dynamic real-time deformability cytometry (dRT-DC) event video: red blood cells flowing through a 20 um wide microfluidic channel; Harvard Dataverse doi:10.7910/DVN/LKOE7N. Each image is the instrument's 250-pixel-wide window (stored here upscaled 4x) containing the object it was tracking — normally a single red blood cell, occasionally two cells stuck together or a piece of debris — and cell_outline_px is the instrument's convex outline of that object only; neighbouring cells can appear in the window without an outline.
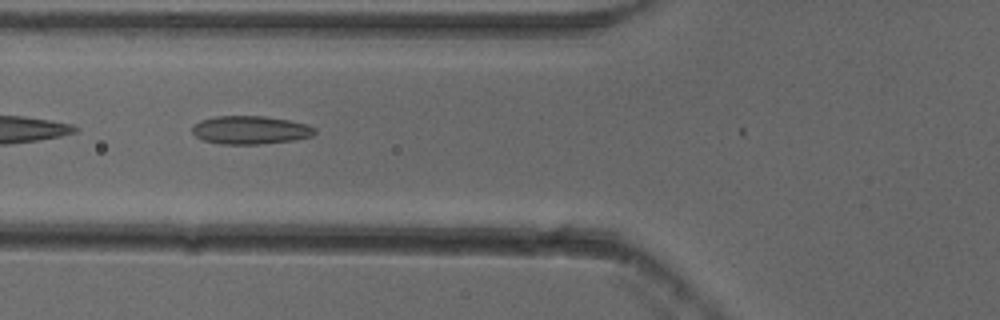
{"species": "common noctule bat (a hibernating species)", "species_latin": "Nyctalus noctula", "temperature_condition": "cold", "stored_images_in_passage": 5, "camera_frame_rate_fps": 3000, "um_per_image_px": 0.085, "animal": {"sex": "female"}, "frame": {"image": 1, "passage_image": 3, "time_ms": 0.667, "image_size_px": [1000, 320], "cell_outline_px": [[316, 132], [312, 136], [296, 140], [260, 144], [220, 144], [204, 140], [196, 136], [192, 132], [192, 128], [200, 120], [216, 116], [264, 116], [288, 120], [308, 124], [316, 128]], "centroid_in_image_um": [21.32, 11.05], "position_along_channel_um": 104.5, "area_um2": 20.23}}